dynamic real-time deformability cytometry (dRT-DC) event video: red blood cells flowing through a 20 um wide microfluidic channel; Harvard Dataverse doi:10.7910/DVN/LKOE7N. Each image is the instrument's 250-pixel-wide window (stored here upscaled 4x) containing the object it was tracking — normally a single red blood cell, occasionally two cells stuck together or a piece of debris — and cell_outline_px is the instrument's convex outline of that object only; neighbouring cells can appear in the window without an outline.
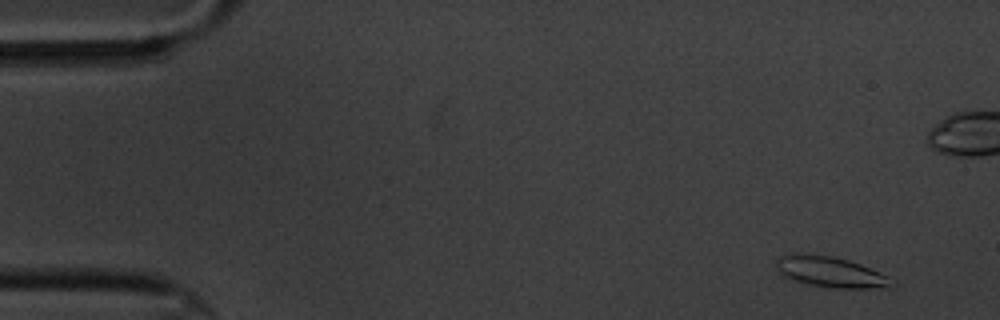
{"species": "common noctule bat (a hibernating species)", "species_latin": "Nyctalus noctula", "temperature_condition": "cold", "stored_images_in_passage": 7, "camera_frame_rate_fps": 3000, "um_per_image_px": 0.085, "animal": {"sex": "male", "body_mass_g": 20.1, "forearm_length_mm": 53.5}, "frame": {"image": 1, "passage_image": 2, "time_ms": 1.0, "image_size_px": [1000, 320], "cell_outline_px": [[896, 284], [872, 288], [836, 288], [808, 284], [788, 280], [776, 272], [776, 260], [780, 256], [792, 252], [832, 256], [848, 260], [860, 264], [880, 272], [896, 280]], "centroid_in_image_um": [70.51, 23.1], "position_along_channel_um": 14.5, "area_um2": 20.98}}
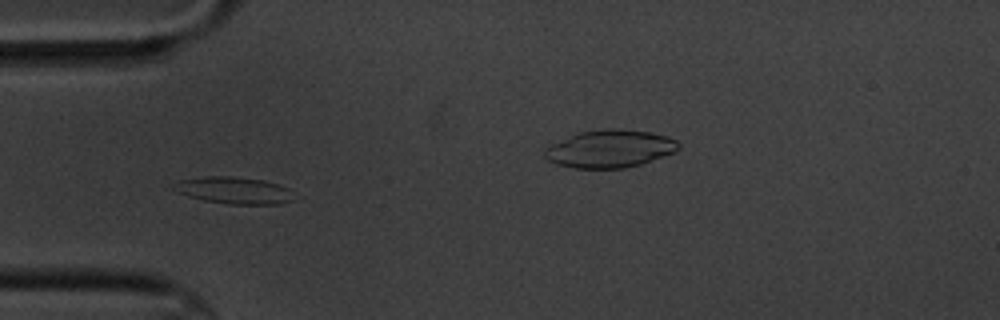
{"frame": {"image": 2, "passage_image": 5, "time_ms": 5.667, "image_size_px": [1000, 320], "cell_outline_px": [[296, 200], [280, 204], [228, 204], [204, 200], [188, 196], [176, 192], [172, 188], [172, 184], [180, 180], [208, 176], [232, 176], [264, 180], [280, 184], [288, 188]], "centroid_in_image_um": [19.91, 16.18], "position_along_channel_um": 65.1, "area_um2": 19.02}}